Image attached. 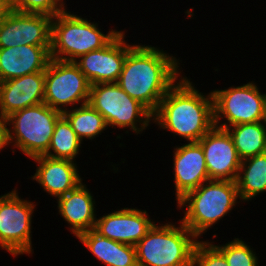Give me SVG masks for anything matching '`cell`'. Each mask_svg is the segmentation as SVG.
<instances>
[{"label": "cell", "mask_w": 266, "mask_h": 266, "mask_svg": "<svg viewBox=\"0 0 266 266\" xmlns=\"http://www.w3.org/2000/svg\"><path fill=\"white\" fill-rule=\"evenodd\" d=\"M181 61L166 50L138 43L127 53L116 83L153 114L168 90L182 77Z\"/></svg>", "instance_id": "1"}, {"label": "cell", "mask_w": 266, "mask_h": 266, "mask_svg": "<svg viewBox=\"0 0 266 266\" xmlns=\"http://www.w3.org/2000/svg\"><path fill=\"white\" fill-rule=\"evenodd\" d=\"M185 75L168 90L152 114V122L188 142H198L214 124L212 92L198 90ZM194 85V86H193Z\"/></svg>", "instance_id": "2"}, {"label": "cell", "mask_w": 266, "mask_h": 266, "mask_svg": "<svg viewBox=\"0 0 266 266\" xmlns=\"http://www.w3.org/2000/svg\"><path fill=\"white\" fill-rule=\"evenodd\" d=\"M237 203L241 201L236 181L210 179L186 193L176 208L184 212L179 220L199 239L224 216H230Z\"/></svg>", "instance_id": "3"}, {"label": "cell", "mask_w": 266, "mask_h": 266, "mask_svg": "<svg viewBox=\"0 0 266 266\" xmlns=\"http://www.w3.org/2000/svg\"><path fill=\"white\" fill-rule=\"evenodd\" d=\"M178 224L152 226L135 245L138 266H192L199 240L180 220Z\"/></svg>", "instance_id": "4"}, {"label": "cell", "mask_w": 266, "mask_h": 266, "mask_svg": "<svg viewBox=\"0 0 266 266\" xmlns=\"http://www.w3.org/2000/svg\"><path fill=\"white\" fill-rule=\"evenodd\" d=\"M78 16L66 8L52 18L51 59L75 61L81 55L106 46L120 31L108 29L105 34L98 23Z\"/></svg>", "instance_id": "5"}, {"label": "cell", "mask_w": 266, "mask_h": 266, "mask_svg": "<svg viewBox=\"0 0 266 266\" xmlns=\"http://www.w3.org/2000/svg\"><path fill=\"white\" fill-rule=\"evenodd\" d=\"M61 116L45 103L13 112L4 119L5 146H11L13 154L17 148L29 159L44 155Z\"/></svg>", "instance_id": "6"}, {"label": "cell", "mask_w": 266, "mask_h": 266, "mask_svg": "<svg viewBox=\"0 0 266 266\" xmlns=\"http://www.w3.org/2000/svg\"><path fill=\"white\" fill-rule=\"evenodd\" d=\"M88 103L103 116L108 128H129L126 134L143 133L152 123V113L117 83L92 84Z\"/></svg>", "instance_id": "7"}, {"label": "cell", "mask_w": 266, "mask_h": 266, "mask_svg": "<svg viewBox=\"0 0 266 266\" xmlns=\"http://www.w3.org/2000/svg\"><path fill=\"white\" fill-rule=\"evenodd\" d=\"M254 82L250 81L241 86L232 85L227 89L211 91L216 127L226 129L233 125L262 121L266 93L261 92Z\"/></svg>", "instance_id": "8"}, {"label": "cell", "mask_w": 266, "mask_h": 266, "mask_svg": "<svg viewBox=\"0 0 266 266\" xmlns=\"http://www.w3.org/2000/svg\"><path fill=\"white\" fill-rule=\"evenodd\" d=\"M35 202L23 199L16 188L0 195V248L17 258L34 253L32 247V218Z\"/></svg>", "instance_id": "9"}, {"label": "cell", "mask_w": 266, "mask_h": 266, "mask_svg": "<svg viewBox=\"0 0 266 266\" xmlns=\"http://www.w3.org/2000/svg\"><path fill=\"white\" fill-rule=\"evenodd\" d=\"M90 88L89 80L74 61L50 59L44 86V103L49 107L63 113L69 107L84 105L89 101Z\"/></svg>", "instance_id": "10"}, {"label": "cell", "mask_w": 266, "mask_h": 266, "mask_svg": "<svg viewBox=\"0 0 266 266\" xmlns=\"http://www.w3.org/2000/svg\"><path fill=\"white\" fill-rule=\"evenodd\" d=\"M125 36V32L120 30L106 46L81 55L74 61L91 85L117 82L127 53L136 45L127 43Z\"/></svg>", "instance_id": "11"}, {"label": "cell", "mask_w": 266, "mask_h": 266, "mask_svg": "<svg viewBox=\"0 0 266 266\" xmlns=\"http://www.w3.org/2000/svg\"><path fill=\"white\" fill-rule=\"evenodd\" d=\"M52 16L12 10L0 23V48L51 46Z\"/></svg>", "instance_id": "12"}, {"label": "cell", "mask_w": 266, "mask_h": 266, "mask_svg": "<svg viewBox=\"0 0 266 266\" xmlns=\"http://www.w3.org/2000/svg\"><path fill=\"white\" fill-rule=\"evenodd\" d=\"M209 179L236 181L241 159L226 129L214 126L199 141Z\"/></svg>", "instance_id": "13"}, {"label": "cell", "mask_w": 266, "mask_h": 266, "mask_svg": "<svg viewBox=\"0 0 266 266\" xmlns=\"http://www.w3.org/2000/svg\"><path fill=\"white\" fill-rule=\"evenodd\" d=\"M113 211L97 218L93 230L119 243L135 246L156 223L146 209L127 207Z\"/></svg>", "instance_id": "14"}, {"label": "cell", "mask_w": 266, "mask_h": 266, "mask_svg": "<svg viewBox=\"0 0 266 266\" xmlns=\"http://www.w3.org/2000/svg\"><path fill=\"white\" fill-rule=\"evenodd\" d=\"M173 150V175L176 202L209 179L204 152L198 142H187Z\"/></svg>", "instance_id": "15"}, {"label": "cell", "mask_w": 266, "mask_h": 266, "mask_svg": "<svg viewBox=\"0 0 266 266\" xmlns=\"http://www.w3.org/2000/svg\"><path fill=\"white\" fill-rule=\"evenodd\" d=\"M37 164L31 180L37 182L50 197L59 198L83 182L78 164L70 160L53 159L44 155L32 158Z\"/></svg>", "instance_id": "16"}, {"label": "cell", "mask_w": 266, "mask_h": 266, "mask_svg": "<svg viewBox=\"0 0 266 266\" xmlns=\"http://www.w3.org/2000/svg\"><path fill=\"white\" fill-rule=\"evenodd\" d=\"M45 72H36L0 82V115L44 103Z\"/></svg>", "instance_id": "17"}, {"label": "cell", "mask_w": 266, "mask_h": 266, "mask_svg": "<svg viewBox=\"0 0 266 266\" xmlns=\"http://www.w3.org/2000/svg\"><path fill=\"white\" fill-rule=\"evenodd\" d=\"M87 185L80 183L75 189L56 199L59 215L68 223V230L76 238L94 229L97 219L96 201Z\"/></svg>", "instance_id": "18"}, {"label": "cell", "mask_w": 266, "mask_h": 266, "mask_svg": "<svg viewBox=\"0 0 266 266\" xmlns=\"http://www.w3.org/2000/svg\"><path fill=\"white\" fill-rule=\"evenodd\" d=\"M51 46L18 45L0 48V82L45 72Z\"/></svg>", "instance_id": "19"}, {"label": "cell", "mask_w": 266, "mask_h": 266, "mask_svg": "<svg viewBox=\"0 0 266 266\" xmlns=\"http://www.w3.org/2000/svg\"><path fill=\"white\" fill-rule=\"evenodd\" d=\"M77 239L106 266H138L135 246L100 236L93 229L81 233Z\"/></svg>", "instance_id": "20"}, {"label": "cell", "mask_w": 266, "mask_h": 266, "mask_svg": "<svg viewBox=\"0 0 266 266\" xmlns=\"http://www.w3.org/2000/svg\"><path fill=\"white\" fill-rule=\"evenodd\" d=\"M236 184L243 203L266 192V153L241 160Z\"/></svg>", "instance_id": "21"}, {"label": "cell", "mask_w": 266, "mask_h": 266, "mask_svg": "<svg viewBox=\"0 0 266 266\" xmlns=\"http://www.w3.org/2000/svg\"><path fill=\"white\" fill-rule=\"evenodd\" d=\"M241 160L266 153V129L261 122L226 128Z\"/></svg>", "instance_id": "22"}, {"label": "cell", "mask_w": 266, "mask_h": 266, "mask_svg": "<svg viewBox=\"0 0 266 266\" xmlns=\"http://www.w3.org/2000/svg\"><path fill=\"white\" fill-rule=\"evenodd\" d=\"M62 115L82 142L84 139L92 141L108 129L103 116L89 103L66 110Z\"/></svg>", "instance_id": "23"}, {"label": "cell", "mask_w": 266, "mask_h": 266, "mask_svg": "<svg viewBox=\"0 0 266 266\" xmlns=\"http://www.w3.org/2000/svg\"><path fill=\"white\" fill-rule=\"evenodd\" d=\"M83 142L78 138L68 120L62 115L56 122L48 151L44 156L76 162Z\"/></svg>", "instance_id": "24"}, {"label": "cell", "mask_w": 266, "mask_h": 266, "mask_svg": "<svg viewBox=\"0 0 266 266\" xmlns=\"http://www.w3.org/2000/svg\"><path fill=\"white\" fill-rule=\"evenodd\" d=\"M215 246L224 254L229 266H259L258 256L253 248L241 238Z\"/></svg>", "instance_id": "25"}, {"label": "cell", "mask_w": 266, "mask_h": 266, "mask_svg": "<svg viewBox=\"0 0 266 266\" xmlns=\"http://www.w3.org/2000/svg\"><path fill=\"white\" fill-rule=\"evenodd\" d=\"M12 10L23 13H39L56 16L65 7L63 0H10Z\"/></svg>", "instance_id": "26"}, {"label": "cell", "mask_w": 266, "mask_h": 266, "mask_svg": "<svg viewBox=\"0 0 266 266\" xmlns=\"http://www.w3.org/2000/svg\"><path fill=\"white\" fill-rule=\"evenodd\" d=\"M192 266H229L224 254L209 240L197 242L192 259Z\"/></svg>", "instance_id": "27"}, {"label": "cell", "mask_w": 266, "mask_h": 266, "mask_svg": "<svg viewBox=\"0 0 266 266\" xmlns=\"http://www.w3.org/2000/svg\"><path fill=\"white\" fill-rule=\"evenodd\" d=\"M12 11L10 0H0V23L4 21Z\"/></svg>", "instance_id": "28"}, {"label": "cell", "mask_w": 266, "mask_h": 266, "mask_svg": "<svg viewBox=\"0 0 266 266\" xmlns=\"http://www.w3.org/2000/svg\"><path fill=\"white\" fill-rule=\"evenodd\" d=\"M4 128V119L0 115V151L6 149Z\"/></svg>", "instance_id": "29"}, {"label": "cell", "mask_w": 266, "mask_h": 266, "mask_svg": "<svg viewBox=\"0 0 266 266\" xmlns=\"http://www.w3.org/2000/svg\"><path fill=\"white\" fill-rule=\"evenodd\" d=\"M263 126L266 129V102H265V109H264V114H263V119H262Z\"/></svg>", "instance_id": "30"}]
</instances>
